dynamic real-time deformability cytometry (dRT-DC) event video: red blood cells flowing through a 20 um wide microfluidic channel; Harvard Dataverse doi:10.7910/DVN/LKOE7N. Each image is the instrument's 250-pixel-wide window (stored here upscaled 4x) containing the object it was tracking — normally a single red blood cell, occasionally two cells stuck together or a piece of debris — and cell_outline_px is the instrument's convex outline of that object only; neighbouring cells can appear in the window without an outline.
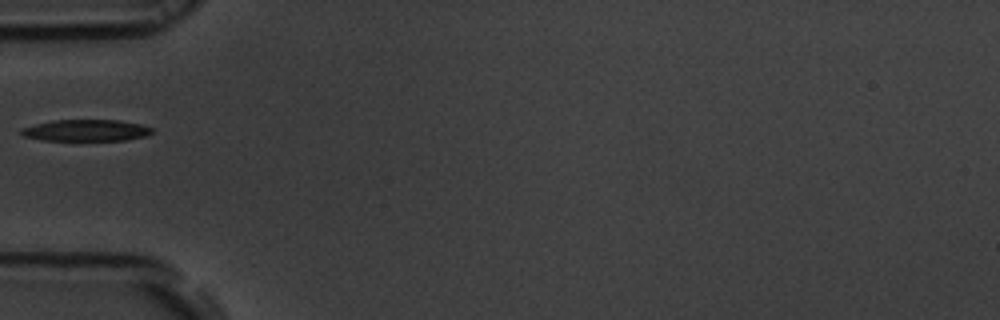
{"species": "common noctule bat (a hibernating species)", "species_latin": "Nyctalus noctula", "temperature_condition": "room temperature", "stored_images_in_passage": 36, "camera_frame_rate_fps": 3000, "um_per_image_px": 0.085, "animal": {"sex": "male", "body_mass_g": 19.5, "forearm_length_mm": 54.6}, "frame": {"image": 1, "passage_image": 1, "time_ms": 0.0, "image_size_px": [1000, 320], "cell_outline_px": [[152, 132], [144, 136], [124, 140], [40, 140], [24, 136], [20, 132], [20, 128], [52, 120], [120, 120], [140, 124], [152, 128]], "centroid_in_image_um": [7.28, 11.07], "position_along_channel_um": 77.7, "area_um2": 16.3}}